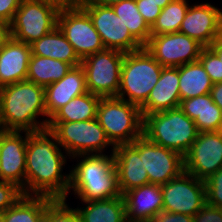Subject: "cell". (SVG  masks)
<instances>
[{"instance_id":"cell-18","label":"cell","mask_w":222,"mask_h":222,"mask_svg":"<svg viewBox=\"0 0 222 222\" xmlns=\"http://www.w3.org/2000/svg\"><path fill=\"white\" fill-rule=\"evenodd\" d=\"M113 156L121 195L149 183V176L140 159L139 149L133 143L115 146Z\"/></svg>"},{"instance_id":"cell-7","label":"cell","mask_w":222,"mask_h":222,"mask_svg":"<svg viewBox=\"0 0 222 222\" xmlns=\"http://www.w3.org/2000/svg\"><path fill=\"white\" fill-rule=\"evenodd\" d=\"M47 128L56 136L58 144L69 157L81 154H104L105 148L115 146L108 139L97 118L87 121L48 122Z\"/></svg>"},{"instance_id":"cell-40","label":"cell","mask_w":222,"mask_h":222,"mask_svg":"<svg viewBox=\"0 0 222 222\" xmlns=\"http://www.w3.org/2000/svg\"><path fill=\"white\" fill-rule=\"evenodd\" d=\"M210 94L213 102L222 110V82L214 83Z\"/></svg>"},{"instance_id":"cell-34","label":"cell","mask_w":222,"mask_h":222,"mask_svg":"<svg viewBox=\"0 0 222 222\" xmlns=\"http://www.w3.org/2000/svg\"><path fill=\"white\" fill-rule=\"evenodd\" d=\"M23 195L22 189L17 185L0 181V213L13 206Z\"/></svg>"},{"instance_id":"cell-22","label":"cell","mask_w":222,"mask_h":222,"mask_svg":"<svg viewBox=\"0 0 222 222\" xmlns=\"http://www.w3.org/2000/svg\"><path fill=\"white\" fill-rule=\"evenodd\" d=\"M179 67H163L147 101L140 107L142 117L180 105Z\"/></svg>"},{"instance_id":"cell-38","label":"cell","mask_w":222,"mask_h":222,"mask_svg":"<svg viewBox=\"0 0 222 222\" xmlns=\"http://www.w3.org/2000/svg\"><path fill=\"white\" fill-rule=\"evenodd\" d=\"M23 0H0V21L9 25Z\"/></svg>"},{"instance_id":"cell-30","label":"cell","mask_w":222,"mask_h":222,"mask_svg":"<svg viewBox=\"0 0 222 222\" xmlns=\"http://www.w3.org/2000/svg\"><path fill=\"white\" fill-rule=\"evenodd\" d=\"M111 7L131 35L144 47L151 36V28L139 13L136 0H123L111 5Z\"/></svg>"},{"instance_id":"cell-45","label":"cell","mask_w":222,"mask_h":222,"mask_svg":"<svg viewBox=\"0 0 222 222\" xmlns=\"http://www.w3.org/2000/svg\"><path fill=\"white\" fill-rule=\"evenodd\" d=\"M209 48L219 57L222 61V37L213 42Z\"/></svg>"},{"instance_id":"cell-14","label":"cell","mask_w":222,"mask_h":222,"mask_svg":"<svg viewBox=\"0 0 222 222\" xmlns=\"http://www.w3.org/2000/svg\"><path fill=\"white\" fill-rule=\"evenodd\" d=\"M144 47L163 67L197 61L204 48L197 40L179 32L150 36Z\"/></svg>"},{"instance_id":"cell-29","label":"cell","mask_w":222,"mask_h":222,"mask_svg":"<svg viewBox=\"0 0 222 222\" xmlns=\"http://www.w3.org/2000/svg\"><path fill=\"white\" fill-rule=\"evenodd\" d=\"M53 198L23 195L13 206L1 213L2 222H37Z\"/></svg>"},{"instance_id":"cell-33","label":"cell","mask_w":222,"mask_h":222,"mask_svg":"<svg viewBox=\"0 0 222 222\" xmlns=\"http://www.w3.org/2000/svg\"><path fill=\"white\" fill-rule=\"evenodd\" d=\"M206 204L222 209V168L204 181Z\"/></svg>"},{"instance_id":"cell-41","label":"cell","mask_w":222,"mask_h":222,"mask_svg":"<svg viewBox=\"0 0 222 222\" xmlns=\"http://www.w3.org/2000/svg\"><path fill=\"white\" fill-rule=\"evenodd\" d=\"M37 222H53V200L47 205L46 210L38 217Z\"/></svg>"},{"instance_id":"cell-43","label":"cell","mask_w":222,"mask_h":222,"mask_svg":"<svg viewBox=\"0 0 222 222\" xmlns=\"http://www.w3.org/2000/svg\"><path fill=\"white\" fill-rule=\"evenodd\" d=\"M9 37V26L5 22L0 21V49Z\"/></svg>"},{"instance_id":"cell-13","label":"cell","mask_w":222,"mask_h":222,"mask_svg":"<svg viewBox=\"0 0 222 222\" xmlns=\"http://www.w3.org/2000/svg\"><path fill=\"white\" fill-rule=\"evenodd\" d=\"M149 176V183L162 185L184 171V157L171 149L149 141L144 135L132 142Z\"/></svg>"},{"instance_id":"cell-3","label":"cell","mask_w":222,"mask_h":222,"mask_svg":"<svg viewBox=\"0 0 222 222\" xmlns=\"http://www.w3.org/2000/svg\"><path fill=\"white\" fill-rule=\"evenodd\" d=\"M113 153L81 154L71 157L81 160L70 169L69 192L74 191V195L81 201L120 196Z\"/></svg>"},{"instance_id":"cell-19","label":"cell","mask_w":222,"mask_h":222,"mask_svg":"<svg viewBox=\"0 0 222 222\" xmlns=\"http://www.w3.org/2000/svg\"><path fill=\"white\" fill-rule=\"evenodd\" d=\"M127 222H150L163 209L161 185L148 183L123 194Z\"/></svg>"},{"instance_id":"cell-24","label":"cell","mask_w":222,"mask_h":222,"mask_svg":"<svg viewBox=\"0 0 222 222\" xmlns=\"http://www.w3.org/2000/svg\"><path fill=\"white\" fill-rule=\"evenodd\" d=\"M30 46L32 55L64 61L72 67L80 66L82 61L58 26L50 33L34 41Z\"/></svg>"},{"instance_id":"cell-17","label":"cell","mask_w":222,"mask_h":222,"mask_svg":"<svg viewBox=\"0 0 222 222\" xmlns=\"http://www.w3.org/2000/svg\"><path fill=\"white\" fill-rule=\"evenodd\" d=\"M179 33L197 40L204 47H209L222 37V10L211 3L190 5Z\"/></svg>"},{"instance_id":"cell-32","label":"cell","mask_w":222,"mask_h":222,"mask_svg":"<svg viewBox=\"0 0 222 222\" xmlns=\"http://www.w3.org/2000/svg\"><path fill=\"white\" fill-rule=\"evenodd\" d=\"M198 60L201 62L213 84L222 82V61L209 47L202 49Z\"/></svg>"},{"instance_id":"cell-35","label":"cell","mask_w":222,"mask_h":222,"mask_svg":"<svg viewBox=\"0 0 222 222\" xmlns=\"http://www.w3.org/2000/svg\"><path fill=\"white\" fill-rule=\"evenodd\" d=\"M65 199H53V222H81L75 208H70Z\"/></svg>"},{"instance_id":"cell-9","label":"cell","mask_w":222,"mask_h":222,"mask_svg":"<svg viewBox=\"0 0 222 222\" xmlns=\"http://www.w3.org/2000/svg\"><path fill=\"white\" fill-rule=\"evenodd\" d=\"M124 55L119 50L105 49L82 59L80 65L90 93L100 97H117Z\"/></svg>"},{"instance_id":"cell-1","label":"cell","mask_w":222,"mask_h":222,"mask_svg":"<svg viewBox=\"0 0 222 222\" xmlns=\"http://www.w3.org/2000/svg\"><path fill=\"white\" fill-rule=\"evenodd\" d=\"M48 128L29 132L26 143L25 195L66 199L70 174H62L67 156Z\"/></svg>"},{"instance_id":"cell-4","label":"cell","mask_w":222,"mask_h":222,"mask_svg":"<svg viewBox=\"0 0 222 222\" xmlns=\"http://www.w3.org/2000/svg\"><path fill=\"white\" fill-rule=\"evenodd\" d=\"M199 131L179 107L143 117V135L151 142L174 150L183 157L190 150Z\"/></svg>"},{"instance_id":"cell-8","label":"cell","mask_w":222,"mask_h":222,"mask_svg":"<svg viewBox=\"0 0 222 222\" xmlns=\"http://www.w3.org/2000/svg\"><path fill=\"white\" fill-rule=\"evenodd\" d=\"M60 8L44 0H23L9 26L10 37L32 44L57 27Z\"/></svg>"},{"instance_id":"cell-2","label":"cell","mask_w":222,"mask_h":222,"mask_svg":"<svg viewBox=\"0 0 222 222\" xmlns=\"http://www.w3.org/2000/svg\"><path fill=\"white\" fill-rule=\"evenodd\" d=\"M45 88L24 80L0 87V126L6 131L35 132L47 128ZM38 118V120H37Z\"/></svg>"},{"instance_id":"cell-6","label":"cell","mask_w":222,"mask_h":222,"mask_svg":"<svg viewBox=\"0 0 222 222\" xmlns=\"http://www.w3.org/2000/svg\"><path fill=\"white\" fill-rule=\"evenodd\" d=\"M97 120L114 146L130 144L143 135L140 107L118 97H101Z\"/></svg>"},{"instance_id":"cell-26","label":"cell","mask_w":222,"mask_h":222,"mask_svg":"<svg viewBox=\"0 0 222 222\" xmlns=\"http://www.w3.org/2000/svg\"><path fill=\"white\" fill-rule=\"evenodd\" d=\"M213 83L199 60L179 66L180 99L209 94Z\"/></svg>"},{"instance_id":"cell-31","label":"cell","mask_w":222,"mask_h":222,"mask_svg":"<svg viewBox=\"0 0 222 222\" xmlns=\"http://www.w3.org/2000/svg\"><path fill=\"white\" fill-rule=\"evenodd\" d=\"M189 6L187 0H172L161 10L151 27V36L179 32Z\"/></svg>"},{"instance_id":"cell-42","label":"cell","mask_w":222,"mask_h":222,"mask_svg":"<svg viewBox=\"0 0 222 222\" xmlns=\"http://www.w3.org/2000/svg\"><path fill=\"white\" fill-rule=\"evenodd\" d=\"M54 3L59 8L75 7L81 4L80 0H44Z\"/></svg>"},{"instance_id":"cell-25","label":"cell","mask_w":222,"mask_h":222,"mask_svg":"<svg viewBox=\"0 0 222 222\" xmlns=\"http://www.w3.org/2000/svg\"><path fill=\"white\" fill-rule=\"evenodd\" d=\"M85 207L75 208L81 222H127L123 195L115 198L82 201Z\"/></svg>"},{"instance_id":"cell-20","label":"cell","mask_w":222,"mask_h":222,"mask_svg":"<svg viewBox=\"0 0 222 222\" xmlns=\"http://www.w3.org/2000/svg\"><path fill=\"white\" fill-rule=\"evenodd\" d=\"M31 46L9 37L0 49V87L27 78Z\"/></svg>"},{"instance_id":"cell-27","label":"cell","mask_w":222,"mask_h":222,"mask_svg":"<svg viewBox=\"0 0 222 222\" xmlns=\"http://www.w3.org/2000/svg\"><path fill=\"white\" fill-rule=\"evenodd\" d=\"M71 68L72 66L64 61L31 54L26 80L45 88L60 81Z\"/></svg>"},{"instance_id":"cell-44","label":"cell","mask_w":222,"mask_h":222,"mask_svg":"<svg viewBox=\"0 0 222 222\" xmlns=\"http://www.w3.org/2000/svg\"><path fill=\"white\" fill-rule=\"evenodd\" d=\"M121 1L123 0H84L81 2V4H97L102 6H111Z\"/></svg>"},{"instance_id":"cell-21","label":"cell","mask_w":222,"mask_h":222,"mask_svg":"<svg viewBox=\"0 0 222 222\" xmlns=\"http://www.w3.org/2000/svg\"><path fill=\"white\" fill-rule=\"evenodd\" d=\"M88 92L85 72L82 66L72 67L68 73L57 82L45 87V107L47 124L49 118L74 97Z\"/></svg>"},{"instance_id":"cell-5","label":"cell","mask_w":222,"mask_h":222,"mask_svg":"<svg viewBox=\"0 0 222 222\" xmlns=\"http://www.w3.org/2000/svg\"><path fill=\"white\" fill-rule=\"evenodd\" d=\"M162 68L145 47L125 53L117 97L141 107L158 82Z\"/></svg>"},{"instance_id":"cell-37","label":"cell","mask_w":222,"mask_h":222,"mask_svg":"<svg viewBox=\"0 0 222 222\" xmlns=\"http://www.w3.org/2000/svg\"><path fill=\"white\" fill-rule=\"evenodd\" d=\"M193 222H222V209L206 204L193 216Z\"/></svg>"},{"instance_id":"cell-28","label":"cell","mask_w":222,"mask_h":222,"mask_svg":"<svg viewBox=\"0 0 222 222\" xmlns=\"http://www.w3.org/2000/svg\"><path fill=\"white\" fill-rule=\"evenodd\" d=\"M101 97L89 91L74 97L58 109L48 122L87 121L97 118V108Z\"/></svg>"},{"instance_id":"cell-36","label":"cell","mask_w":222,"mask_h":222,"mask_svg":"<svg viewBox=\"0 0 222 222\" xmlns=\"http://www.w3.org/2000/svg\"><path fill=\"white\" fill-rule=\"evenodd\" d=\"M136 5L139 13L143 16V19L151 28L161 13L162 8L159 7L158 4L143 2V0H136Z\"/></svg>"},{"instance_id":"cell-23","label":"cell","mask_w":222,"mask_h":222,"mask_svg":"<svg viewBox=\"0 0 222 222\" xmlns=\"http://www.w3.org/2000/svg\"><path fill=\"white\" fill-rule=\"evenodd\" d=\"M179 108L194 120L199 132L221 131L222 110L213 102L210 93L181 100Z\"/></svg>"},{"instance_id":"cell-11","label":"cell","mask_w":222,"mask_h":222,"mask_svg":"<svg viewBox=\"0 0 222 222\" xmlns=\"http://www.w3.org/2000/svg\"><path fill=\"white\" fill-rule=\"evenodd\" d=\"M163 209L171 213L194 216L206 205L205 183L183 171L178 177L161 185Z\"/></svg>"},{"instance_id":"cell-46","label":"cell","mask_w":222,"mask_h":222,"mask_svg":"<svg viewBox=\"0 0 222 222\" xmlns=\"http://www.w3.org/2000/svg\"><path fill=\"white\" fill-rule=\"evenodd\" d=\"M172 0H143V2H152L158 4L162 9L171 2Z\"/></svg>"},{"instance_id":"cell-10","label":"cell","mask_w":222,"mask_h":222,"mask_svg":"<svg viewBox=\"0 0 222 222\" xmlns=\"http://www.w3.org/2000/svg\"><path fill=\"white\" fill-rule=\"evenodd\" d=\"M57 26L81 60L91 54L105 50L91 18L80 5L60 8Z\"/></svg>"},{"instance_id":"cell-15","label":"cell","mask_w":222,"mask_h":222,"mask_svg":"<svg viewBox=\"0 0 222 222\" xmlns=\"http://www.w3.org/2000/svg\"><path fill=\"white\" fill-rule=\"evenodd\" d=\"M222 168V132H199L184 156V171L205 181Z\"/></svg>"},{"instance_id":"cell-39","label":"cell","mask_w":222,"mask_h":222,"mask_svg":"<svg viewBox=\"0 0 222 222\" xmlns=\"http://www.w3.org/2000/svg\"><path fill=\"white\" fill-rule=\"evenodd\" d=\"M150 222H193V216L181 213H171L168 210L161 209Z\"/></svg>"},{"instance_id":"cell-12","label":"cell","mask_w":222,"mask_h":222,"mask_svg":"<svg viewBox=\"0 0 222 222\" xmlns=\"http://www.w3.org/2000/svg\"><path fill=\"white\" fill-rule=\"evenodd\" d=\"M80 6L91 18L105 49H115L129 53L143 48L131 35L111 6L97 4H80Z\"/></svg>"},{"instance_id":"cell-16","label":"cell","mask_w":222,"mask_h":222,"mask_svg":"<svg viewBox=\"0 0 222 222\" xmlns=\"http://www.w3.org/2000/svg\"><path fill=\"white\" fill-rule=\"evenodd\" d=\"M6 131L0 133V181L10 182L25 195L26 143L29 132Z\"/></svg>"}]
</instances>
